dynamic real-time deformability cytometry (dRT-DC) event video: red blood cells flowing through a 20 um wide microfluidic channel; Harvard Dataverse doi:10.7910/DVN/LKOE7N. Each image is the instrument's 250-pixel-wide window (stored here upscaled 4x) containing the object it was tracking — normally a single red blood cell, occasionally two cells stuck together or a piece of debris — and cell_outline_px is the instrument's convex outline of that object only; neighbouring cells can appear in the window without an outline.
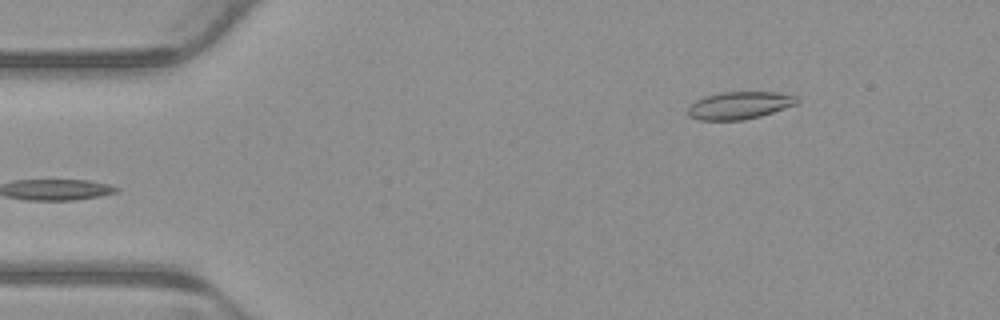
{"species": "common noctule bat (a hibernating species)", "species_latin": "Nyctalus noctula", "temperature_condition": "warm", "stored_images_in_passage": 5, "camera_frame_rate_fps": 3000, "um_per_image_px": 0.085, "animal": {"sex": "male", "body_mass_g": 23.1, "forearm_length_mm": 52.7}, "frame": {"image": 1, "passage_image": 5, "time_ms": 1.333, "image_size_px": [1000, 320], "cell_outline_px": [[800, 100], [796, 104], [760, 116], [744, 120], [700, 120], [688, 116], [688, 108], [696, 100], [704, 96], [720, 92], [776, 92], [796, 96]], "centroid_in_image_um": [62.84, 8.95], "position_along_channel_um": 22.2, "area_um2": 17.4}}